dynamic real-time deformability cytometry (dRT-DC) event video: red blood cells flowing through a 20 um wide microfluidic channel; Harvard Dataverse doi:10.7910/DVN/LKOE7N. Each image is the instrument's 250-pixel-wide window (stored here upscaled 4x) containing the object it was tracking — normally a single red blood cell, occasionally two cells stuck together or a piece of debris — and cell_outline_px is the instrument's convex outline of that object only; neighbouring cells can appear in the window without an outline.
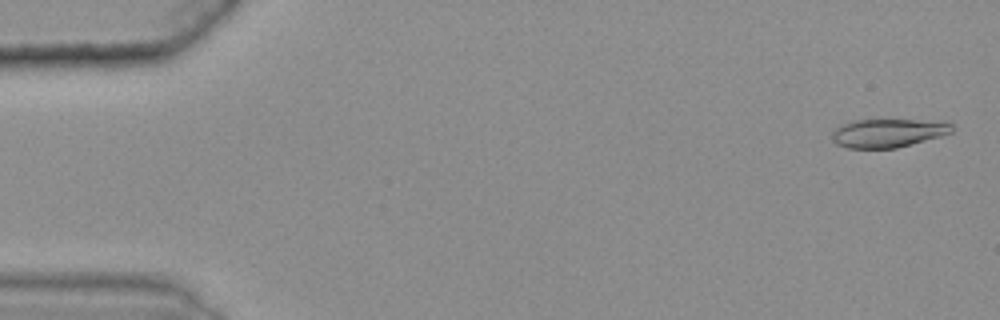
{"species": "common noctule bat (a hibernating species)", "species_latin": "Nyctalus noctula", "temperature_condition": "warm", "stored_images_in_passage": 6, "camera_frame_rate_fps": 3000, "um_per_image_px": 0.085, "animal": {"sex": "female", "body_mass_g": 25.1}, "frame": {"image": 1, "passage_image": 2, "time_ms": 0.333, "image_size_px": [1000, 320], "cell_outline_px": [[952, 132], [940, 136], [896, 148], [848, 148], [836, 144], [832, 140], [832, 132], [840, 124], [852, 120], [944, 120], [952, 124]], "centroid_in_image_um": [75.47, 11.29], "position_along_channel_um": 9.5, "area_um2": 20.06}}